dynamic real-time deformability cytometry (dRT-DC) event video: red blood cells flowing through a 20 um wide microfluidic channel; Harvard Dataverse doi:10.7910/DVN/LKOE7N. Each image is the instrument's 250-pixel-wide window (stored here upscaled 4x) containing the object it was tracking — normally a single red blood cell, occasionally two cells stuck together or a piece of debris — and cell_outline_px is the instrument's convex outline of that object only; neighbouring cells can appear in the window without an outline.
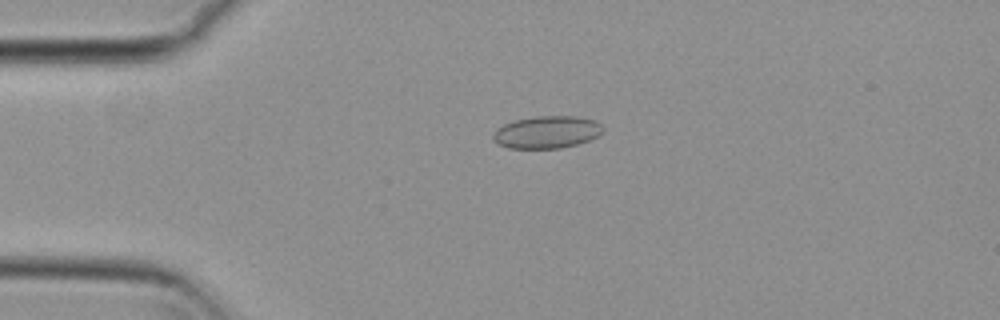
{"species": "common noctule bat (a hibernating species)", "species_latin": "Nyctalus noctula", "temperature_condition": "cold", "stored_images_in_passage": 55, "camera_frame_rate_fps": 3000, "um_per_image_px": 0.085, "animal": {"sex": "female", "body_mass_g": 29.2, "forearm_length_mm": 56.3}, "frame": {"image": 1, "passage_image": 13, "time_ms": 4.0, "image_size_px": [1000, 320], "cell_outline_px": [[604, 128], [600, 136], [576, 144], [560, 148], [508, 148], [500, 144], [492, 136], [496, 128], [504, 124], [516, 120], [536, 116], [576, 116], [592, 120], [600, 124]], "centroid_in_image_um": [46.5, 11.23], "position_along_channel_um": 38.5, "area_um2": 20.52}}
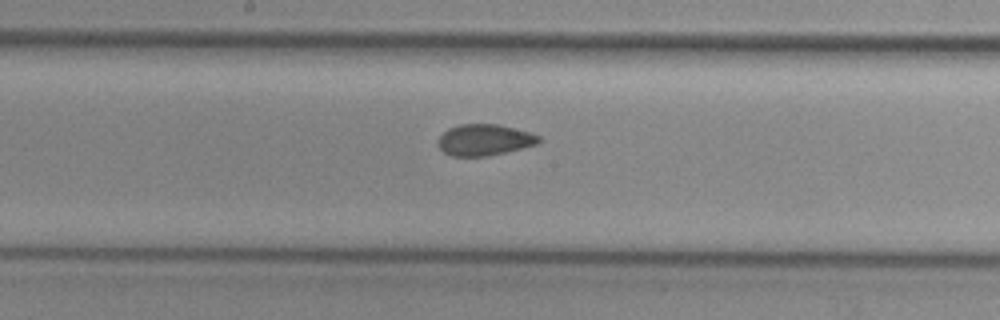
{"frame": {"image": 2, "passage_image": 29, "time_ms": 9.333, "image_size_px": [1000, 320], "cell_outline_px": [[540, 140], [536, 144], [488, 156], [452, 156], [444, 152], [436, 144], [436, 140], [448, 128], [460, 124], [496, 124], [528, 132], [540, 136]], "centroid_in_image_um": [41.11, 11.89], "position_along_channel_um": 207.1, "area_um2": 18.15}}
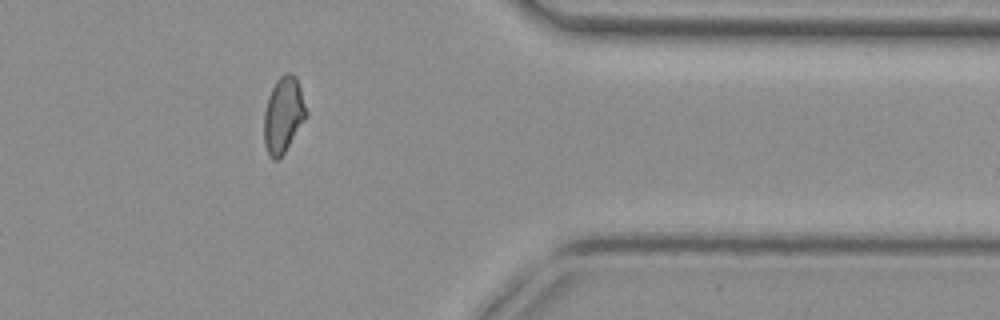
{"frame": {"image": 3, "passage_image": 45, "time_ms": 14.667, "image_size_px": [1000, 320], "cell_outline_px": [[308, 116], [284, 152], [276, 160], [272, 160], [268, 156], [264, 144], [264, 112], [268, 96], [276, 80], [284, 72], [292, 72], [296, 76], [308, 112]], "centroid_in_image_um": [24.09, 9.75], "position_along_channel_um": 387.3, "area_um2": 18.84}, "authors_computed_cell_mechanics": {"area_um2": 18.9584, "velocity_mm_per_s": 3.7323, "shape_relaxation_time_tau1_ms": null, "shape_relaxation_time_tau2_ms": 1.6265, "deformation_change_tau1": null, "deformation_change_tau2": 0.0553}}